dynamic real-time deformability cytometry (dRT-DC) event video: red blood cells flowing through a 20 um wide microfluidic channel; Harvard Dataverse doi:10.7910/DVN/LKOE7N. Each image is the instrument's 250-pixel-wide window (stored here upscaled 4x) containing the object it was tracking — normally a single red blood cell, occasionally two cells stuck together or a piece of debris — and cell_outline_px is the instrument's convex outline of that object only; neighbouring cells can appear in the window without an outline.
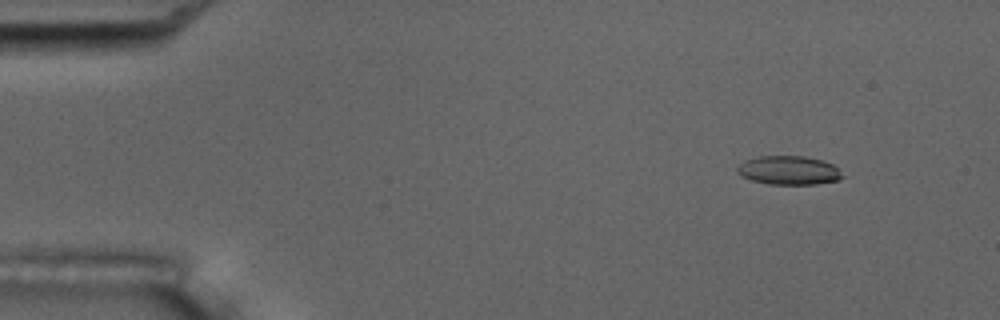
{"species": "common noctule bat (a hibernating species)", "species_latin": "Nyctalus noctula", "temperature_condition": "room temperature", "stored_images_in_passage": 7, "camera_frame_rate_fps": 3000, "um_per_image_px": 0.085, "animal": {"sex": "male", "body_mass_g": 17.5, "forearm_length_mm": 52.3}, "frame": {"image": 1, "passage_image": 2, "time_ms": 2.0, "image_size_px": [1000, 320], "cell_outline_px": [[844, 176], [840, 180], [816, 184], [768, 184], [752, 180], [736, 172], [736, 168], [744, 160], [760, 156], [804, 156], [824, 160], [832, 164]], "centroid_in_image_um": [67.05, 14.47], "position_along_channel_um": 17.9, "area_um2": 17.63}}